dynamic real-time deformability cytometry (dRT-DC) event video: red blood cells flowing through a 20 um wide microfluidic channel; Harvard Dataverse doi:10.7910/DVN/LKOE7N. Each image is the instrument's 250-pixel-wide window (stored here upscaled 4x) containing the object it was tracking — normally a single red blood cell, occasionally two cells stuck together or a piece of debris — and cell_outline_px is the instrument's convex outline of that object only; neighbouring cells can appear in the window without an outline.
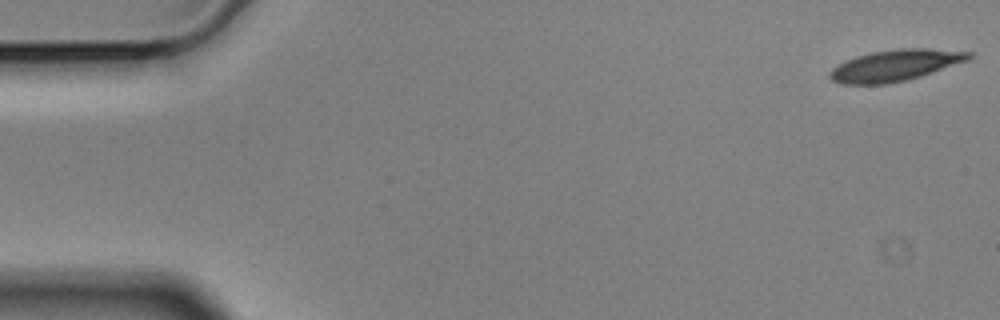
{"species": "Egyptian fruit bat (a non-hibernating species)", "species_latin": "Rousettus aegyptiacus", "temperature_condition": "cold", "stored_images_in_passage": 56, "camera_frame_rate_fps": 3000, "um_per_image_px": 0.085, "animal": {"sex": "male"}, "frame": {"image": 1, "passage_image": 1, "time_ms": 0.0, "image_size_px": [1000, 320], "cell_outline_px": [[972, 56], [968, 60], [908, 80], [888, 84], [840, 84], [832, 80], [828, 76], [828, 72], [832, 68], [856, 56], [872, 52], [900, 48], [928, 48], [972, 52]], "centroid_in_image_um": [76.08, 5.56], "position_along_channel_um": 8.9, "area_um2": 25.26}}
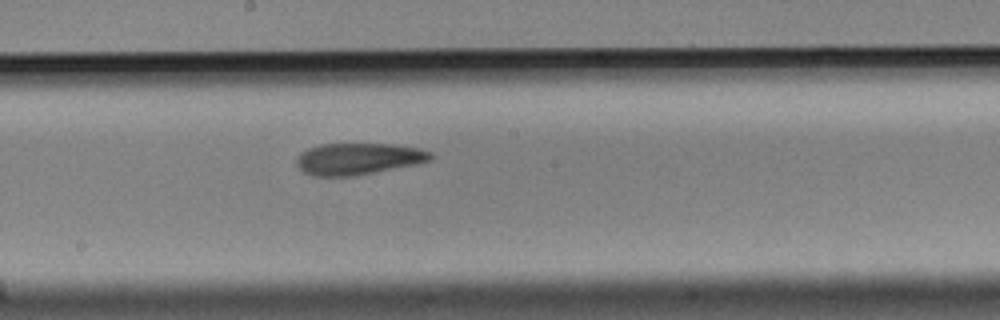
{"frame": {"image": 2, "passage_image": 30, "time_ms": 9.667, "image_size_px": [1000, 320], "cell_outline_px": [[436, 156], [432, 160], [420, 164], [352, 176], [312, 176], [304, 172], [296, 164], [296, 160], [300, 152], [308, 148], [320, 144], [396, 144], [420, 148], [432, 152]], "centroid_in_image_um": [30.51, 13.49], "position_along_channel_um": 217.7, "area_um2": 25.09}}
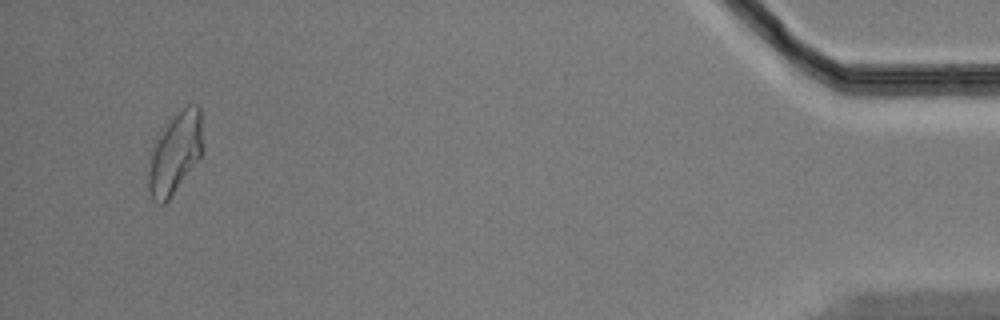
{"frame": {"image": 3, "passage_image": 54, "time_ms": 17.667, "image_size_px": [1000, 320], "cell_outline_px": [[200, 160], [168, 200], [164, 204], [156, 204], [152, 200], [148, 188], [148, 172], [152, 156], [156, 144], [160, 136], [168, 124], [188, 104], [200, 104]], "centroid_in_image_um": [14.89, 13.12], "position_along_channel_um": 420.3, "area_um2": 24.57}, "authors_computed_cell_mechanics": {"area_um2": 25.0852, "velocity_mm_per_s": 3.5042, "shape_relaxation_time_tau1_ms": 6.8031, "shape_relaxation_time_tau2_ms": 4.8657, "deformation_change_tau1": 0.1784, "deformation_change_tau2": 0.1194}}